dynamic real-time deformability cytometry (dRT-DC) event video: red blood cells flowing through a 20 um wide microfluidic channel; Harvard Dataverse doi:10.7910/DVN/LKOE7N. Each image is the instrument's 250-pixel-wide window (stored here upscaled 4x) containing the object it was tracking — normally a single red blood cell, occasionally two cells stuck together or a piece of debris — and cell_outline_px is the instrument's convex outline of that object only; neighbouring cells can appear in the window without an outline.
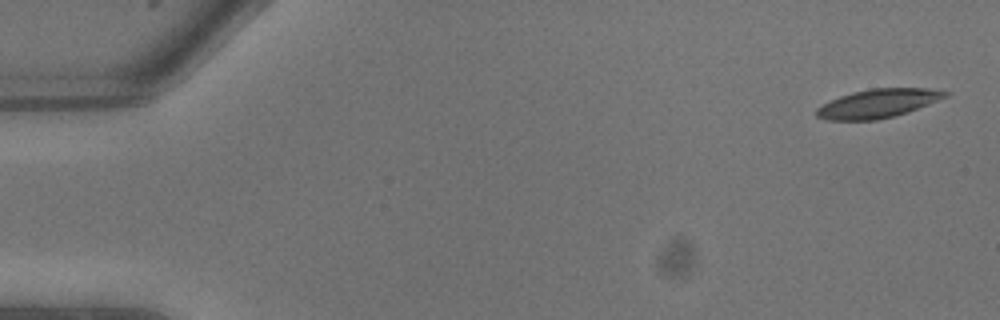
{"species": "common noctule bat (a hibernating species)", "species_latin": "Nyctalus noctula", "temperature_condition": "warm", "stored_images_in_passage": 10, "camera_frame_rate_fps": 3000, "um_per_image_px": 0.085, "animal": {"sex": "male", "body_mass_g": 13.3}, "frame": {"image": 1, "passage_image": 1, "time_ms": 0.0, "image_size_px": [1000, 320], "cell_outline_px": [[952, 92], [948, 96], [916, 108], [892, 116], [876, 120], [828, 120], [816, 116], [816, 108], [840, 96], [852, 92], [872, 88], [928, 88]], "centroid_in_image_um": [74.62, 8.78], "position_along_channel_um": 10.4, "area_um2": 21.15}}
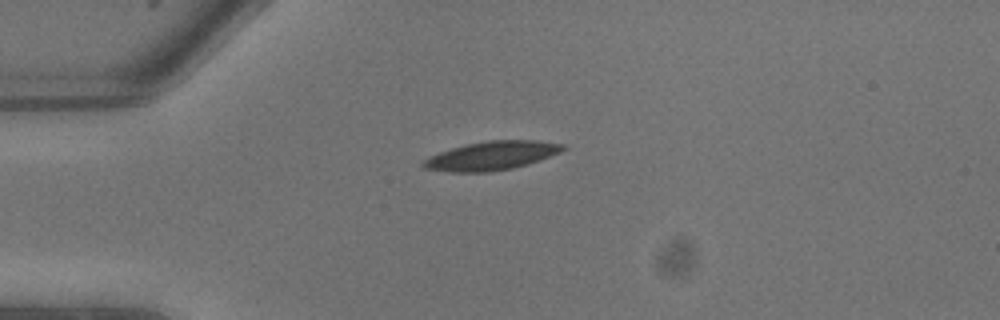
{"frame": {"image": 2, "passage_image": 6, "time_ms": 1.667, "image_size_px": [1000, 320], "cell_outline_px": [[568, 148], [560, 152], [540, 160], [528, 164], [512, 168], [488, 172], [448, 172], [424, 168], [420, 164], [424, 160], [440, 152], [452, 148], [468, 144], [488, 140], [532, 140], [564, 144]], "centroid_in_image_um": [41.81, 13.24], "position_along_channel_um": 43.2, "area_um2": 23.24}}
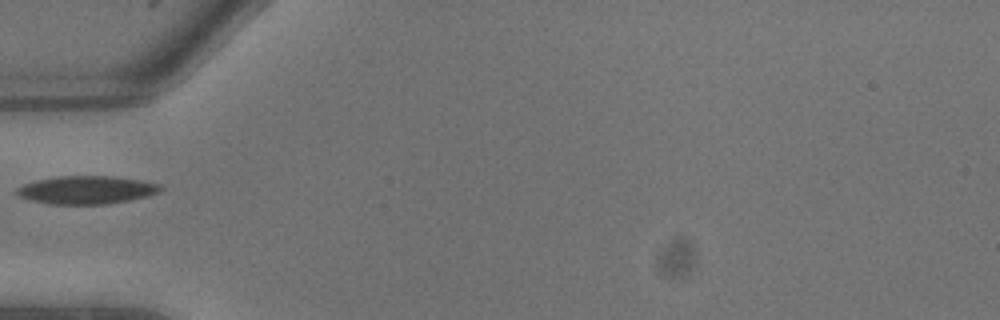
{"frame": {"image": 3, "passage_image": 8, "time_ms": 2.333, "image_size_px": [1000, 320], "cell_outline_px": [[164, 188], [160, 192], [148, 196], [108, 204], [52, 204], [32, 200], [20, 196], [16, 192], [16, 188], [24, 184], [36, 180], [56, 176], [112, 176], [160, 184]], "centroid_in_image_um": [7.37, 16.14], "position_along_channel_um": 77.6, "area_um2": 23.35}}